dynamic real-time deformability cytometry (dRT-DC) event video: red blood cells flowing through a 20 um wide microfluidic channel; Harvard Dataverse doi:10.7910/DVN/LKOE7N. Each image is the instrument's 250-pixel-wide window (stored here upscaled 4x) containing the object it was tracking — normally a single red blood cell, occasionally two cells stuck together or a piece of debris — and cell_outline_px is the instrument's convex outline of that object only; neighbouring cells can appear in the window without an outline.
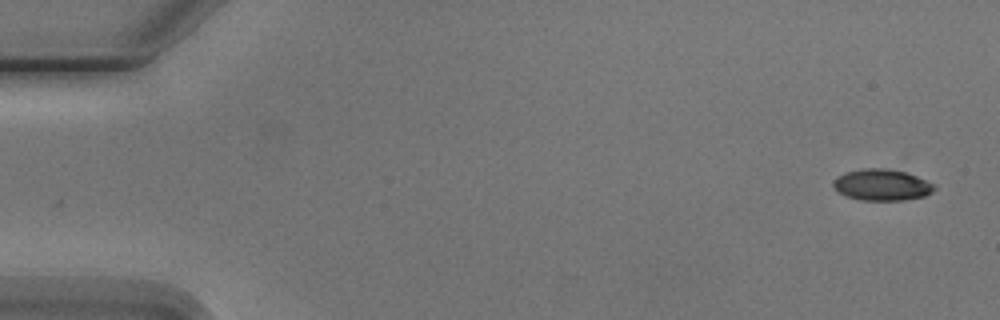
{"species": "Egyptian fruit bat (a non-hibernating species)", "species_latin": "Rousettus aegyptiacus", "temperature_condition": "cold", "stored_images_in_passage": 4, "camera_frame_rate_fps": 3000, "um_per_image_px": 0.085, "animal": {"sex": "male"}, "frame": {"image": 1, "passage_image": 1, "time_ms": 0.0, "image_size_px": [1000, 320], "cell_outline_px": [[936, 188], [932, 192], [924, 196], [904, 200], [860, 200], [848, 196], [840, 192], [832, 184], [832, 180], [836, 176], [848, 172], [864, 168], [888, 168], [904, 172], [916, 176], [936, 184]], "centroid_in_image_um": [74.98, 15.71], "position_along_channel_um": 10.0, "area_um2": 18.38}}
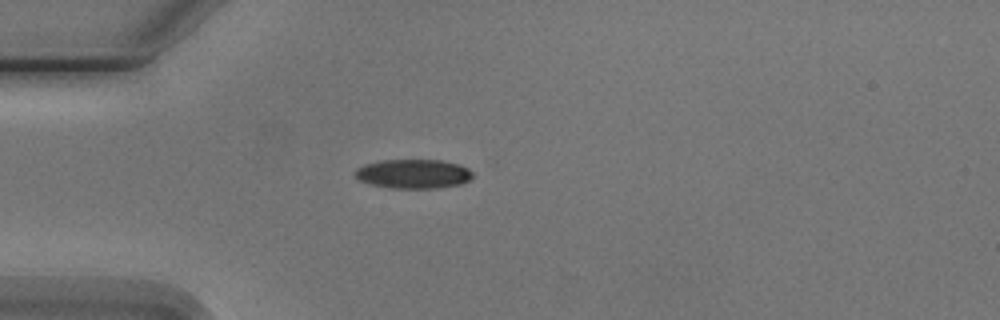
{"frame": {"image": 2, "passage_image": 4, "time_ms": 4.333, "image_size_px": [1000, 320], "cell_outline_px": [[472, 176], [468, 180], [460, 184], [436, 188], [392, 188], [372, 184], [360, 180], [352, 172], [356, 168], [364, 164], [380, 160], [444, 160], [460, 164], [468, 168], [472, 172]], "centroid_in_image_um": [35.12, 14.76], "position_along_channel_um": 49.9, "area_um2": 20.06}}